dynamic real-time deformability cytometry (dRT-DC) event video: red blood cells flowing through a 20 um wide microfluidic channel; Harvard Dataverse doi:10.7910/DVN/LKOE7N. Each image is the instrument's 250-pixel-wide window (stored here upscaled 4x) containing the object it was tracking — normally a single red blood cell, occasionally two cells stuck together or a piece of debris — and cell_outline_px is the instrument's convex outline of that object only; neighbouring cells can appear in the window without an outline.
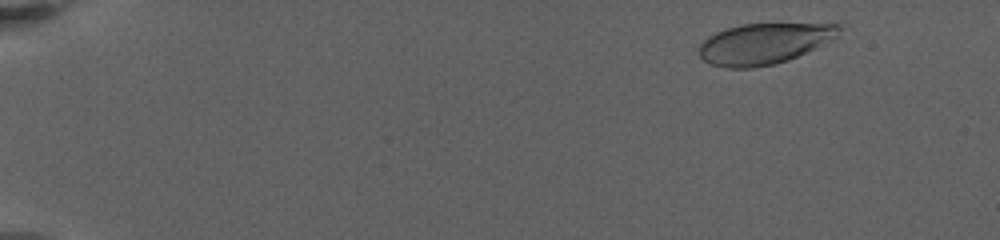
{"species": "human", "species_latin": "Homo sapiens", "temperature_condition": "warm", "stored_images_in_passage": 43, "camera_frame_rate_fps": 3000, "um_per_image_px": 0.085, "donor": {"sex": "female"}, "frame": {"image": 1, "passage_image": 11, "time_ms": 1.667, "image_size_px": [1000, 240], "cell_outline_px": [[840, 28], [836, 36], [788, 60], [772, 64], [752, 68], [728, 68], [708, 64], [700, 56], [700, 44], [708, 36], [716, 32], [740, 24], [840, 24]], "centroid_in_image_um": [64.86, 3.71], "position_along_channel_um": 20.1, "area_um2": 32.6}}
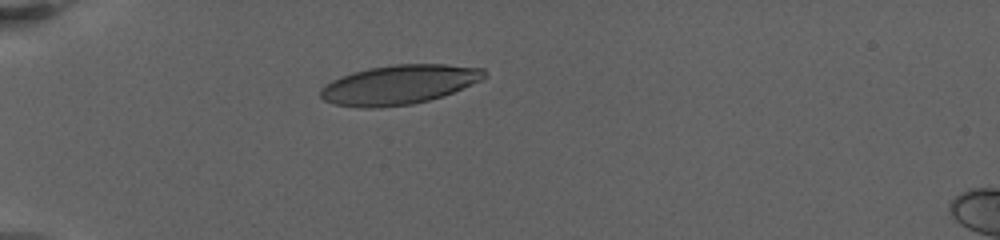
{"frame": {"image": 2, "passage_image": 38, "time_ms": 6.333, "image_size_px": [1000, 240], "cell_outline_px": [[488, 76], [480, 80], [452, 92], [428, 100], [412, 104], [376, 108], [360, 108], [336, 104], [324, 100], [320, 96], [320, 88], [324, 84], [340, 76], [352, 72], [368, 68], [396, 64], [444, 64], [484, 68]], "centroid_in_image_um": [33.88, 7.19], "position_along_channel_um": 51.1, "area_um2": 37.51}}